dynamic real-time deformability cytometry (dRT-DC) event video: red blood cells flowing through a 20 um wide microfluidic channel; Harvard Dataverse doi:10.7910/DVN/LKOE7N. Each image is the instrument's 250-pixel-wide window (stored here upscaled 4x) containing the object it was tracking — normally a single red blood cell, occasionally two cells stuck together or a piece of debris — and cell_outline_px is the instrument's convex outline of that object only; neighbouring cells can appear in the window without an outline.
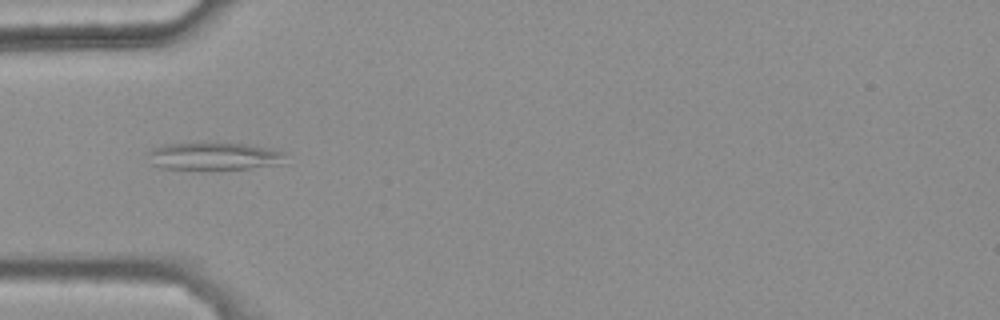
{"species": "common noctule bat (a hibernating species)", "species_latin": "Nyctalus noctula", "temperature_condition": "warm", "stored_images_in_passage": 34, "camera_frame_rate_fps": 3000, "um_per_image_px": 0.085, "animal": {"sex": "female", "body_mass_g": 25.1}, "frame": {"image": 1, "passage_image": 4, "time_ms": 1.0, "image_size_px": [1000, 320], "cell_outline_px": [[284, 164], [248, 168], [160, 168], [152, 164], [144, 152], [164, 144], [244, 144], [268, 148], [284, 152]], "centroid_in_image_um": [18.16, 13.28], "position_along_channel_um": 66.8, "area_um2": 21.44}}
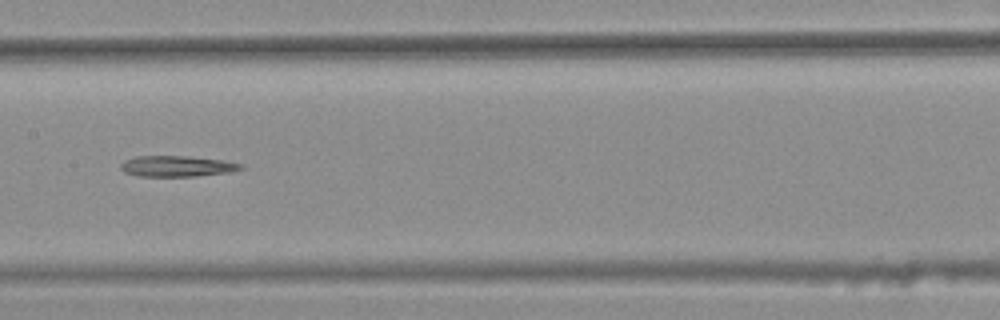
{"frame": {"image": 2, "passage_image": 14, "time_ms": 4.333, "image_size_px": [1000, 320], "cell_outline_px": [[244, 168], [232, 172], [196, 176], [140, 176], [124, 172], [120, 168], [120, 164], [124, 160], [136, 156], [188, 156], [220, 160], [244, 164]], "centroid_in_image_um": [15.05, 14.13], "position_along_channel_um": 192.4, "area_um2": 14.62}}
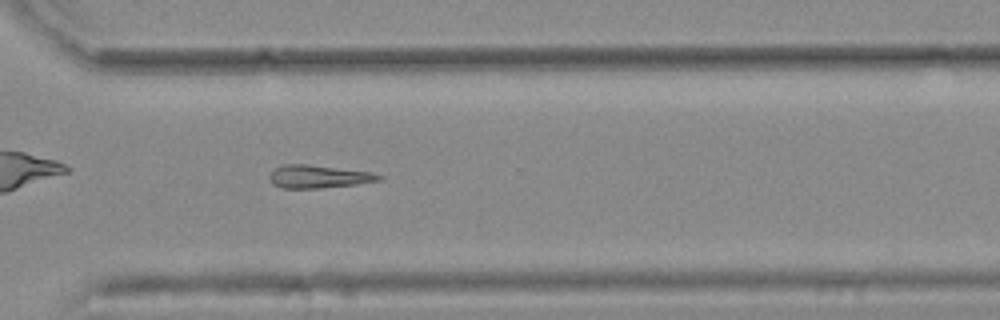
{"frame": {"image": 3, "passage_image": 26, "time_ms": 8.333, "image_size_px": [1000, 320], "cell_outline_px": [[384, 176], [380, 180], [356, 184], [320, 188], [280, 188], [272, 184], [268, 176], [276, 168], [284, 164], [308, 164], [372, 172]], "centroid_in_image_um": [27.06, 15.01], "position_along_channel_um": 343.5, "area_um2": 14.62}}